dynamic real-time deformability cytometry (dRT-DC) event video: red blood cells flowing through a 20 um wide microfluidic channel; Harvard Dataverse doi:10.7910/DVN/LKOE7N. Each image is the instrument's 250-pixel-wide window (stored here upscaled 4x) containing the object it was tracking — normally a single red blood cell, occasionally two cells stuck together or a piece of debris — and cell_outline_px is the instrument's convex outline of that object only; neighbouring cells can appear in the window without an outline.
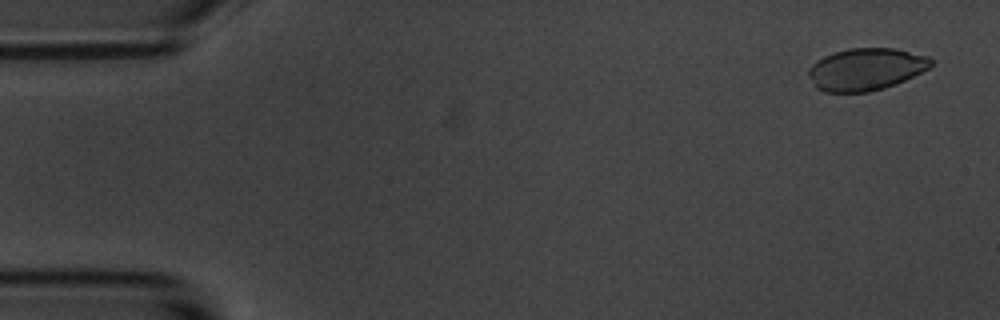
{"species": "common noctule bat (a hibernating species)", "species_latin": "Nyctalus noctula", "temperature_condition": "room temperature", "stored_images_in_passage": 5, "camera_frame_rate_fps": 3000, "um_per_image_px": 0.085, "animal": {"sex": "male", "body_mass_g": 20.1, "forearm_length_mm": 53.5}, "frame": {"image": 1, "passage_image": 1, "time_ms": 0.0, "image_size_px": [1000, 320], "cell_outline_px": [[932, 64], [928, 68], [896, 84], [884, 88], [868, 92], [824, 92], [816, 88], [808, 76], [808, 68], [816, 60], [832, 52], [848, 48], [896, 48], [928, 56], [932, 60]], "centroid_in_image_um": [73.56, 5.88], "position_along_channel_um": 11.4, "area_um2": 30.23}}